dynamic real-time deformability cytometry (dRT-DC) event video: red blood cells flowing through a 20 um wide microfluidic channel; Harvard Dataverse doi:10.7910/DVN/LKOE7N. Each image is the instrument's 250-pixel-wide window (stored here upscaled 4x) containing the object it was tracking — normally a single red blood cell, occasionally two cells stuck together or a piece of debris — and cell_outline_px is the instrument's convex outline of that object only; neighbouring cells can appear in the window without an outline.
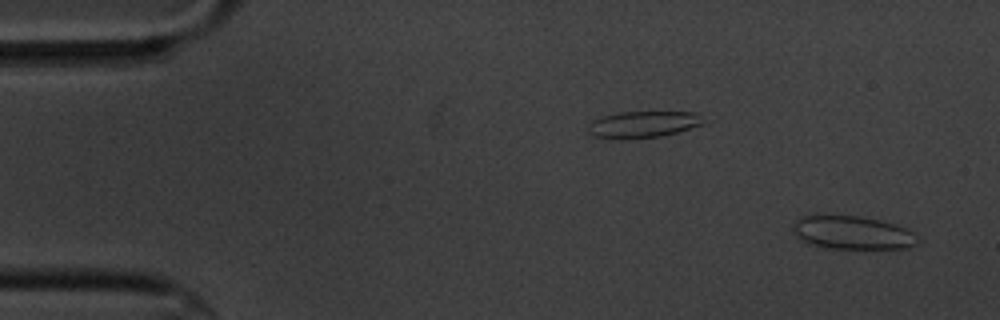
{"species": "common noctule bat (a hibernating species)", "species_latin": "Nyctalus noctula", "temperature_condition": "cold", "stored_images_in_passage": 3, "camera_frame_rate_fps": 3000, "um_per_image_px": 0.085, "animal": {"sex": "male", "body_mass_g": 20.1, "forearm_length_mm": 53.5}, "frame": {"image": 1, "passage_image": 3, "time_ms": 2.667, "image_size_px": [1000, 320], "cell_outline_px": [[920, 240], [916, 244], [908, 248], [828, 248], [812, 244], [800, 240], [792, 232], [792, 228], [796, 220], [800, 216], [816, 212], [860, 216], [880, 220], [904, 228], [912, 232]], "centroid_in_image_um": [72.35, 19.73], "position_along_channel_um": 12.6, "area_um2": 24.8}}